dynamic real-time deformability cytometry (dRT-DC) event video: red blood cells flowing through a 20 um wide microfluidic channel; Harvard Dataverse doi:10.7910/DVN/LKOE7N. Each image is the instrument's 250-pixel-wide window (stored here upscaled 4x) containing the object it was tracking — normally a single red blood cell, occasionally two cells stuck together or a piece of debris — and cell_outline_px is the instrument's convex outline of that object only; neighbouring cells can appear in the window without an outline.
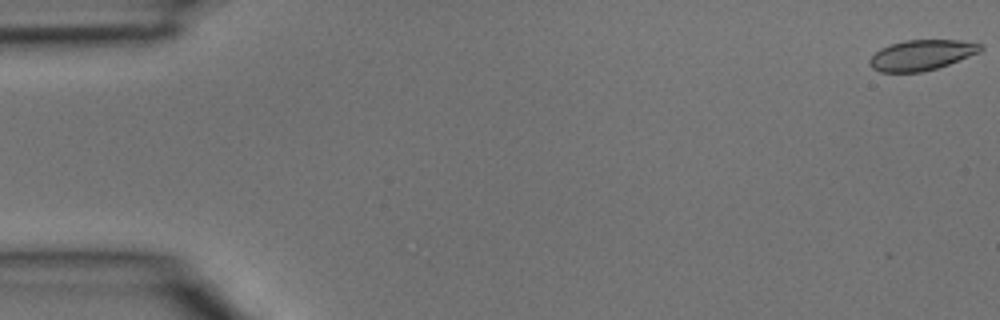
{"species": "common noctule bat (a hibernating species)", "species_latin": "Nyctalus noctula", "temperature_condition": "room temperature", "stored_images_in_passage": 3, "camera_frame_rate_fps": 3000, "um_per_image_px": 0.085, "animal": {"sex": "male", "body_mass_g": 15.6}, "frame": {"image": 1, "passage_image": 1, "time_ms": 0.0, "image_size_px": [1000, 320], "cell_outline_px": [[984, 48], [980, 52], [948, 64], [936, 68], [920, 72], [880, 72], [872, 68], [868, 64], [868, 60], [880, 48], [904, 40], [960, 40], [984, 44]], "centroid_in_image_um": [78.33, 4.67], "position_along_channel_um": 6.7, "area_um2": 19.65}}